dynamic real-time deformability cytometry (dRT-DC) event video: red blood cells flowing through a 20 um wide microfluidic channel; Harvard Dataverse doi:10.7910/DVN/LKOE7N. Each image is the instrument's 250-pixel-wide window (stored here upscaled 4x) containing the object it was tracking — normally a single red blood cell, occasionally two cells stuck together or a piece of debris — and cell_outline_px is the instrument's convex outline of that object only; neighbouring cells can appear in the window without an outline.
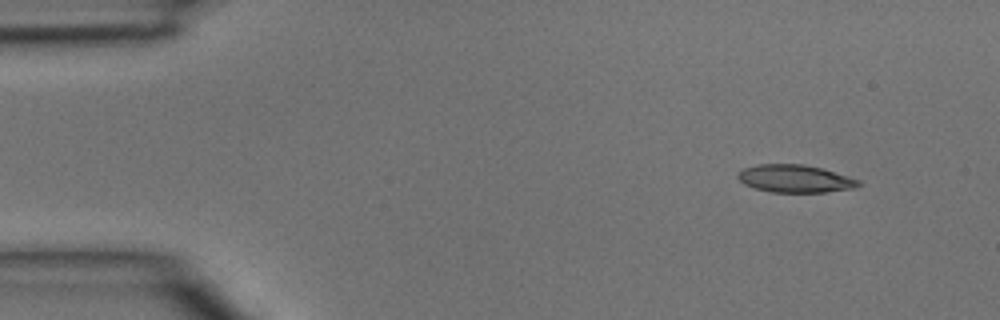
{"species": "common noctule bat (a hibernating species)", "species_latin": "Nyctalus noctula", "temperature_condition": "room temperature", "stored_images_in_passage": 2, "camera_frame_rate_fps": 3000, "um_per_image_px": 0.085, "animal": {"sex": "male", "body_mass_g": 15.6}, "frame": {"image": 1, "passage_image": 1, "time_ms": 0.0, "image_size_px": [1000, 320], "cell_outline_px": [[860, 184], [856, 188], [824, 192], [772, 192], [756, 188], [744, 184], [736, 176], [736, 172], [744, 168], [756, 164], [804, 164], [820, 168], [848, 176], [860, 180]], "centroid_in_image_um": [67.55, 15.18], "position_along_channel_um": 17.4, "area_um2": 19.42}}